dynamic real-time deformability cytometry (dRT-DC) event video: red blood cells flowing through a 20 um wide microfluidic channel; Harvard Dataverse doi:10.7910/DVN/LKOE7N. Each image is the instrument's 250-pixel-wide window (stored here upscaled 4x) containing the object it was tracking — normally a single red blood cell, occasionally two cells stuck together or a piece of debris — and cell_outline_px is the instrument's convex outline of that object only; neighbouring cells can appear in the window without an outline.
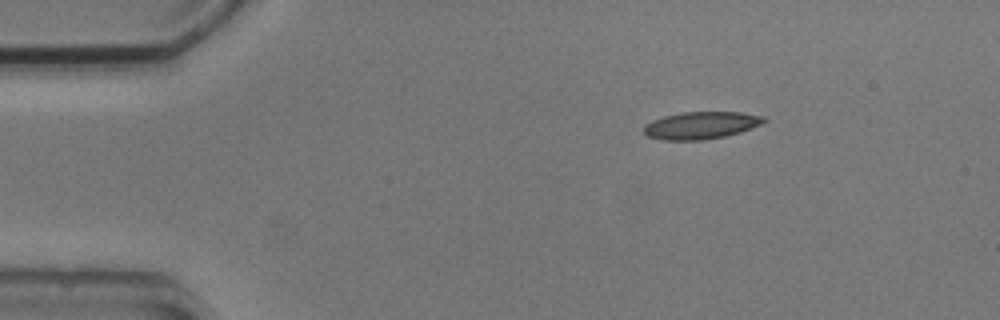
{"species": "common noctule bat (a hibernating species)", "species_latin": "Nyctalus noctula", "temperature_condition": "cold", "stored_images_in_passage": 2, "camera_frame_rate_fps": 3000, "um_per_image_px": 0.085, "animal": {"sex": "male", "body_mass_g": 20.5, "forearm_length_mm": 52.5}, "frame": {"image": 1, "passage_image": 1, "time_ms": 0.0, "image_size_px": [1000, 320], "cell_outline_px": [[768, 120], [760, 124], [740, 132], [724, 136], [704, 140], [664, 140], [648, 136], [644, 132], [644, 124], [652, 120], [664, 116], [680, 112], [740, 112], [764, 116]], "centroid_in_image_um": [59.57, 10.64], "position_along_channel_um": 25.4, "area_um2": 19.07}}